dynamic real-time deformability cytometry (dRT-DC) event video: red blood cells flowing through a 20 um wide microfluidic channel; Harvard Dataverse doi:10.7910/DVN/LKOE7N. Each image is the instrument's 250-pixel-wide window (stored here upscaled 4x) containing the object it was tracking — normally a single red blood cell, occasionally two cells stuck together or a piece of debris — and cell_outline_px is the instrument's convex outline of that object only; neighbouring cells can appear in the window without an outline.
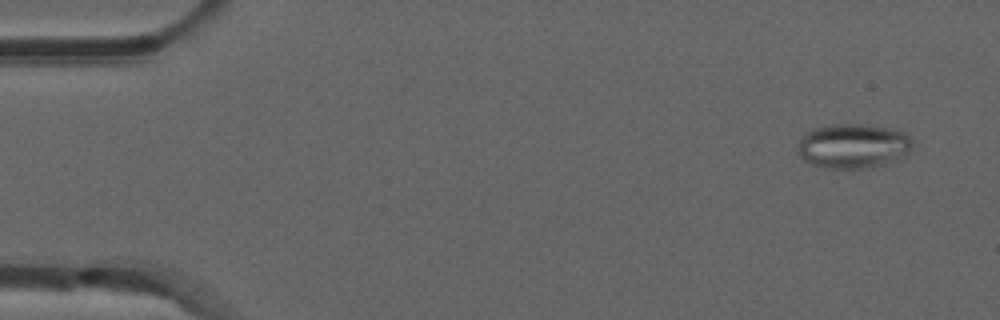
{"species": "common noctule bat (a hibernating species)", "species_latin": "Nyctalus noctula", "temperature_condition": "room temperature", "stored_images_in_passage": 50, "camera_frame_rate_fps": 3000, "um_per_image_px": 0.085, "animal": {"sex": "male", "forearm_length_mm": 52.5}, "frame": {"image": 1, "passage_image": 1, "time_ms": 0.0, "image_size_px": [1000, 320], "cell_outline_px": [[912, 148], [908, 156], [900, 160], [872, 168], [824, 168], [812, 164], [804, 160], [796, 152], [800, 140], [812, 128], [832, 124], [864, 124], [892, 128], [904, 132], [912, 140]], "centroid_in_image_um": [72.57, 12.42], "position_along_channel_um": 12.4, "area_um2": 30.4}}
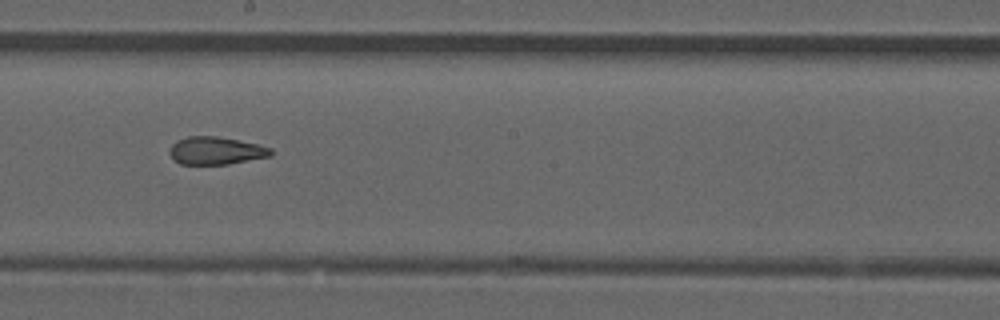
{"frame": {"image": 2, "passage_image": 27, "time_ms": 8.667, "image_size_px": [1000, 320], "cell_outline_px": [[272, 156], [228, 164], [180, 164], [168, 152], [172, 144], [176, 140], [188, 136], [216, 136], [256, 144], [272, 148]], "centroid_in_image_um": [18.35, 12.81], "position_along_channel_um": 229.9, "area_um2": 16.24}}
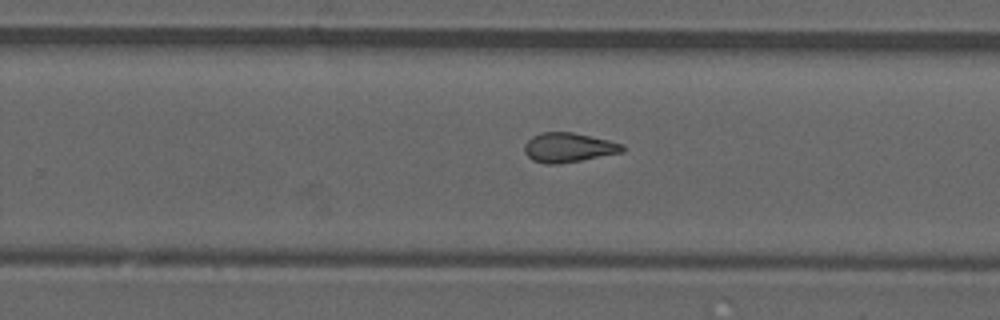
{"frame": {"image": 3, "passage_image": 31, "time_ms": 10.0, "image_size_px": [1000, 320], "cell_outline_px": [[624, 152], [560, 164], [544, 164], [532, 160], [524, 152], [524, 144], [532, 136], [540, 132], [572, 132], [608, 140], [624, 144]], "centroid_in_image_um": [48.3, 12.54], "position_along_channel_um": 281.5, "area_um2": 16.94}, "authors_computed_cell_mechanics": {"area_um2": 17.4845, "velocity_mm_per_s": 3.8999, "shape_relaxation_time_tau1_ms": null, "shape_relaxation_time_tau2_ms": 2.3473, "deformation_change_tau1": null, "deformation_change_tau2": 0.1099}}